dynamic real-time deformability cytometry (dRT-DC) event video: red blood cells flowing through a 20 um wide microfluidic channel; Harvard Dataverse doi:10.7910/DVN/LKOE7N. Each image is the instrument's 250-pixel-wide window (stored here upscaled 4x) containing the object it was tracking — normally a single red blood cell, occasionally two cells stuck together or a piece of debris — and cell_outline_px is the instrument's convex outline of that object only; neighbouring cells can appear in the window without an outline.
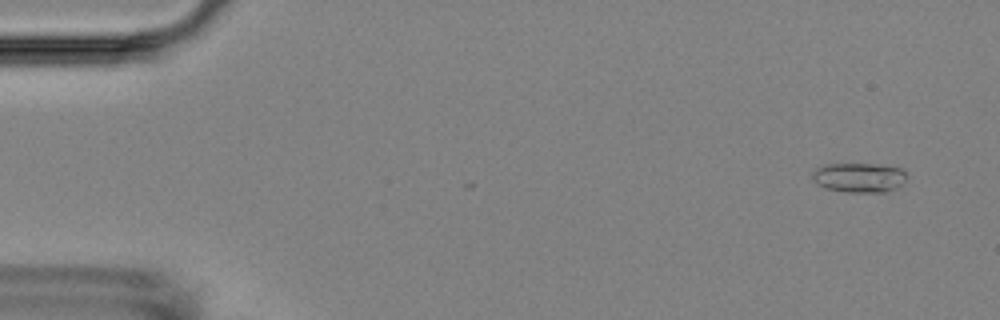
{"species": "Egyptian fruit bat (a non-hibernating species)", "species_latin": "Rousettus aegyptiacus", "temperature_condition": "room temperature", "stored_images_in_passage": 57, "camera_frame_rate_fps": 3000, "um_per_image_px": 0.085, "animal": {"sex": "female"}, "frame": {"image": 1, "passage_image": 4, "time_ms": 1.0, "image_size_px": [1000, 320], "cell_outline_px": [[908, 176], [896, 188], [884, 192], [844, 192], [824, 188], [812, 180], [812, 172], [816, 168], [828, 164], [876, 164], [900, 168]], "centroid_in_image_um": [72.99, 15.09], "position_along_channel_um": 12.0, "area_um2": 16.24}}
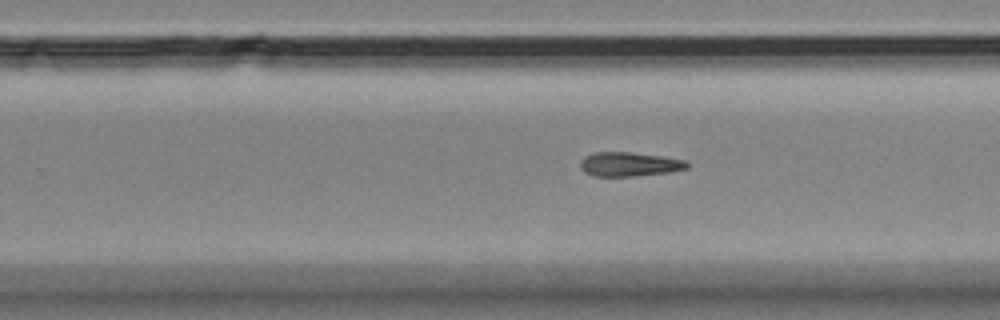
{"frame": {"image": 2, "passage_image": 36, "time_ms": 11.667, "image_size_px": [1000, 320], "cell_outline_px": [[688, 168], [668, 172], [636, 176], [592, 176], [584, 172], [580, 164], [580, 160], [584, 156], [596, 152], [628, 152], [664, 156], [688, 160]], "centroid_in_image_um": [53.5, 13.95], "position_along_channel_um": 276.3, "area_um2": 15.14}}
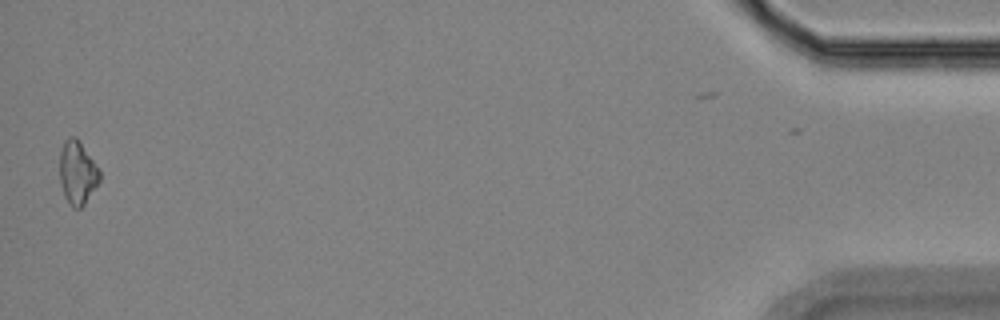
{"frame": {"image": 3, "passage_image": 56, "time_ms": 18.333, "image_size_px": [1000, 320], "cell_outline_px": [[100, 180], [84, 204], [80, 208], [72, 208], [64, 196], [60, 180], [60, 152], [64, 140], [68, 136], [76, 136], [100, 168]], "centroid_in_image_um": [6.58, 14.64], "position_along_channel_um": 428.6, "area_um2": 14.85}}